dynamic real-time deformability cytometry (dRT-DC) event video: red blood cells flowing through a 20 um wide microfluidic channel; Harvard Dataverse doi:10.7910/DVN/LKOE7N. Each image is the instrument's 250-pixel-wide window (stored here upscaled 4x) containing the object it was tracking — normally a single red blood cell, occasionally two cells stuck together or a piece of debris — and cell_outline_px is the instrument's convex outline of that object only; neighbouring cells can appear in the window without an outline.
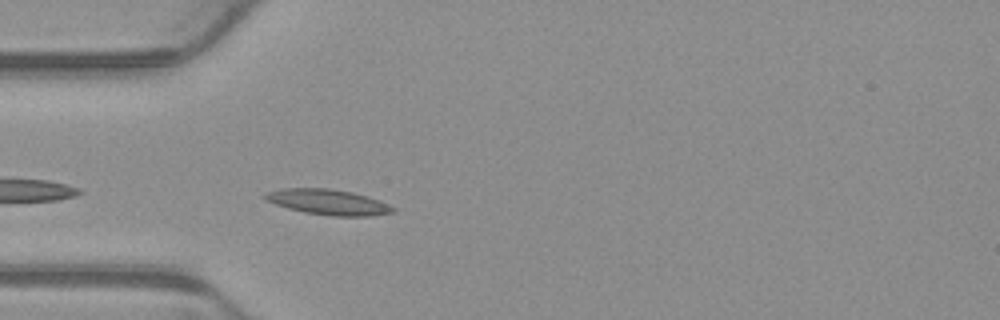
{"species": "common noctule bat (a hibernating species)", "species_latin": "Nyctalus noctula", "temperature_condition": "warm", "stored_images_in_passage": 3, "camera_frame_rate_fps": 3000, "um_per_image_px": 0.085, "animal": {"sex": "male", "body_mass_g": 23.1, "forearm_length_mm": 52.7}, "frame": {"image": 1, "passage_image": 3, "time_ms": 0.667, "image_size_px": [1000, 320], "cell_outline_px": [[396, 212], [372, 216], [332, 216], [304, 212], [288, 208], [276, 204], [268, 200], [264, 196], [268, 192], [284, 188], [328, 188], [352, 192], [388, 204], [396, 208]], "centroid_in_image_um": [27.93, 17.18], "position_along_channel_um": 57.1, "area_um2": 18.67}}